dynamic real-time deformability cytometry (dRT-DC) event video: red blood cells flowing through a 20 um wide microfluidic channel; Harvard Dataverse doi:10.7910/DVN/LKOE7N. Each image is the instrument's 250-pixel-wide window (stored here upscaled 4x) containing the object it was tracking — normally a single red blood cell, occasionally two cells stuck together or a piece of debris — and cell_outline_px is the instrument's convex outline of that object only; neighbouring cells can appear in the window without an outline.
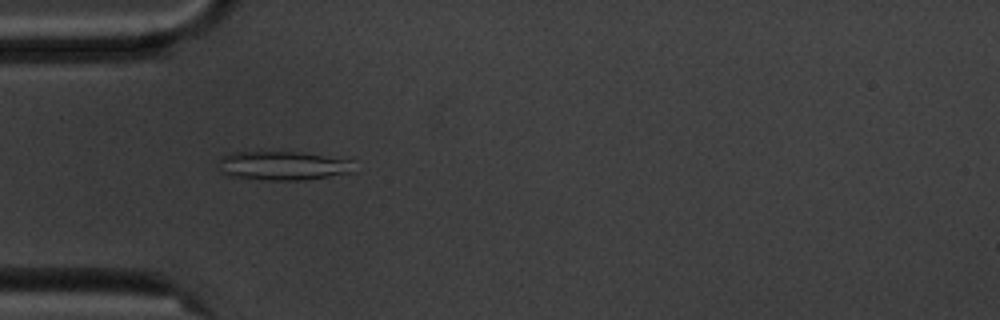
{"species": "common noctule bat (a hibernating species)", "species_latin": "Nyctalus noctula", "temperature_condition": "cold", "stored_images_in_passage": 11, "camera_frame_rate_fps": 3000, "um_per_image_px": 0.085, "animal": {"sex": "male", "body_mass_g": 20.1, "forearm_length_mm": 53.5}, "frame": {"image": 1, "passage_image": 1, "time_ms": 0.0, "image_size_px": [1000, 320], "cell_outline_px": [[356, 172], [300, 180], [272, 180], [232, 176], [220, 172], [220, 160], [224, 156], [232, 152], [296, 152], [352, 160]], "centroid_in_image_um": [24.09, 14.08], "position_along_channel_um": 60.9, "area_um2": 22.48}}
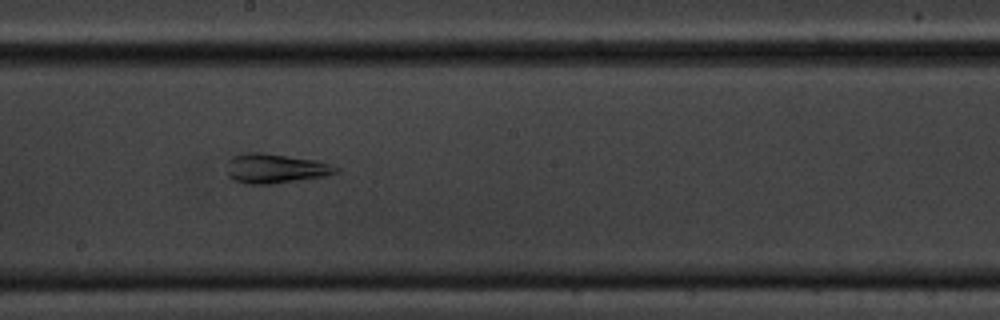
{"frame": {"image": 2, "passage_image": 5, "time_ms": 4.667, "image_size_px": [1000, 320], "cell_outline_px": [[340, 172], [324, 176], [300, 180], [272, 184], [244, 184], [232, 180], [228, 176], [228, 160], [232, 156], [240, 152], [264, 152], [316, 160], [340, 168]], "centroid_in_image_um": [23.37, 14.31], "position_along_channel_um": 224.8, "area_um2": 19.07}}
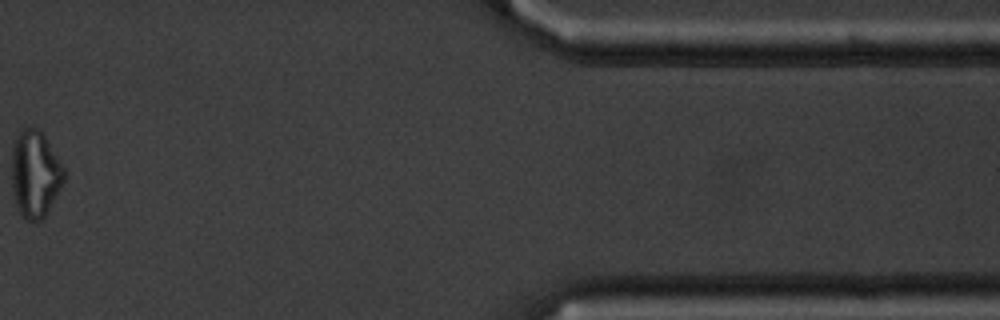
{"frame": {"image": 3, "passage_image": 10, "time_ms": 11.333, "image_size_px": [1000, 320], "cell_outline_px": [[64, 180], [48, 212], [40, 220], [28, 220], [16, 208], [12, 192], [12, 144], [16, 136], [24, 128], [36, 128], [44, 136], [64, 168]], "centroid_in_image_um": [2.96, 14.8], "position_along_channel_um": 408.4, "area_um2": 26.18}, "authors_computed_cell_mechanics": {"area_um2": 21.3282, "velocity_mm_per_s": 3.5458, "shape_relaxation_time_tau1_ms": null, "shape_relaxation_time_tau2_ms": 0.9822, "deformation_change_tau1": null, "deformation_change_tau2": 0.0508}}